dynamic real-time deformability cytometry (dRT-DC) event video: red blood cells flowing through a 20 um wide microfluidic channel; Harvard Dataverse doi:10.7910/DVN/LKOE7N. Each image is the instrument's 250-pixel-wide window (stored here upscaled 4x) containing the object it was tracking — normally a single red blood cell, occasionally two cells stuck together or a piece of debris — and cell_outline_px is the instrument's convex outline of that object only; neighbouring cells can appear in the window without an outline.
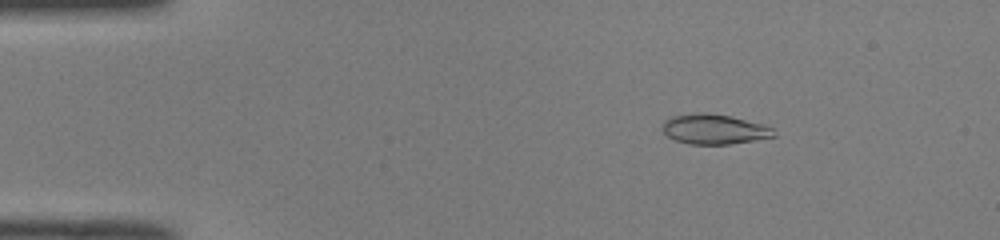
{"species": "common noctule bat (a hibernating species)", "species_latin": "Nyctalus noctula", "temperature_condition": "room temperature", "stored_images_in_passage": 47, "camera_frame_rate_fps": 3000, "um_per_image_px": 0.085, "animal": {"sex": "male", "body_mass_g": 19.0, "forearm_length_mm": 50.8}, "frame": {"image": 1, "passage_image": 4, "time_ms": 1.0, "image_size_px": [1000, 240], "cell_outline_px": [[776, 136], [728, 144], [688, 144], [676, 140], [668, 136], [660, 128], [664, 120], [672, 116], [696, 112], [708, 112], [732, 116], [764, 124], [772, 128], [776, 132]], "centroid_in_image_um": [60.68, 10.96], "position_along_channel_um": 24.3, "area_um2": 19.65}}
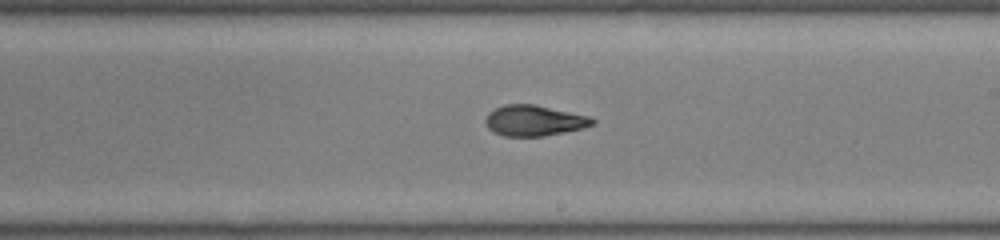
{"frame": {"image": 2, "passage_image": 26, "time_ms": 8.333, "image_size_px": [1000, 240], "cell_outline_px": [[596, 124], [584, 128], [544, 136], [504, 136], [492, 132], [488, 128], [484, 120], [488, 112], [504, 104], [532, 104], [588, 116], [596, 120]], "centroid_in_image_um": [45.38, 10.26], "position_along_channel_um": 243.6, "area_um2": 19.13}}
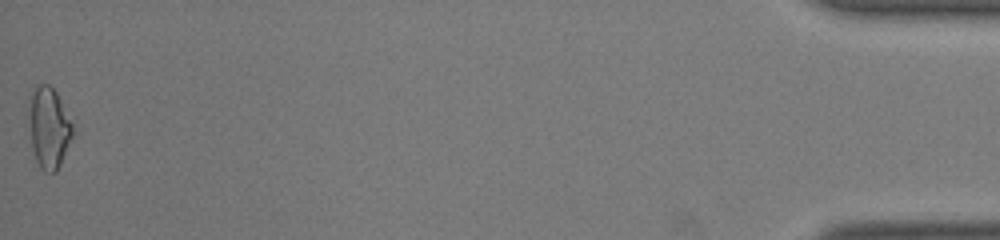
{"frame": {"image": 3, "passage_image": 47, "time_ms": 15.333, "image_size_px": [1000, 240], "cell_outline_px": [[72, 136], [60, 164], [56, 172], [44, 172], [40, 168], [36, 160], [32, 148], [32, 92], [36, 84], [48, 84], [56, 92], [72, 124]], "centroid_in_image_um": [4.19, 10.9], "position_along_channel_um": 431.0, "area_um2": 19.48}, "authors_computed_cell_mechanics": {"area_um2": 19.4786, "velocity_mm_per_s": 4.0384, "shape_relaxation_time_tau1_ms": 10.9821, "shape_relaxation_time_tau2_ms": 2.0188, "deformation_change_tau1": 0.2806, "deformation_change_tau2": 0.08}}